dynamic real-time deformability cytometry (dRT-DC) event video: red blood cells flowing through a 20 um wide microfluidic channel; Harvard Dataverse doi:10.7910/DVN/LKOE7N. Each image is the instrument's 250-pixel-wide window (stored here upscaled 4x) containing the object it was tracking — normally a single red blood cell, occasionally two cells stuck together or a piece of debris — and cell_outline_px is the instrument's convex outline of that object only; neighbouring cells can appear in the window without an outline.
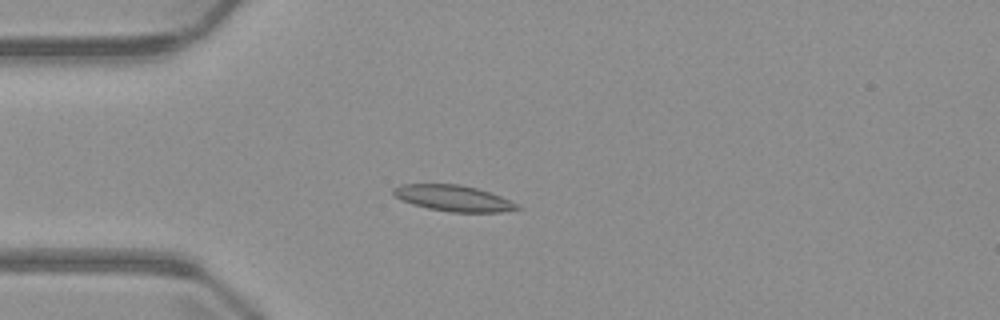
{"species": "common noctule bat (a hibernating species)", "species_latin": "Nyctalus noctula", "temperature_condition": "warm", "stored_images_in_passage": 3, "camera_frame_rate_fps": 3000, "um_per_image_px": 0.085, "animal": {"sex": "male", "body_mass_g": 23.1, "forearm_length_mm": 52.7}, "frame": {"image": 1, "passage_image": 2, "time_ms": 1.333, "image_size_px": [1000, 320], "cell_outline_px": [[524, 208], [500, 212], [452, 212], [428, 208], [412, 204], [400, 200], [392, 192], [392, 188], [400, 184], [460, 184], [476, 188], [500, 196], [520, 204]], "centroid_in_image_um": [38.55, 16.85], "position_along_channel_um": 46.5, "area_um2": 18.84}}